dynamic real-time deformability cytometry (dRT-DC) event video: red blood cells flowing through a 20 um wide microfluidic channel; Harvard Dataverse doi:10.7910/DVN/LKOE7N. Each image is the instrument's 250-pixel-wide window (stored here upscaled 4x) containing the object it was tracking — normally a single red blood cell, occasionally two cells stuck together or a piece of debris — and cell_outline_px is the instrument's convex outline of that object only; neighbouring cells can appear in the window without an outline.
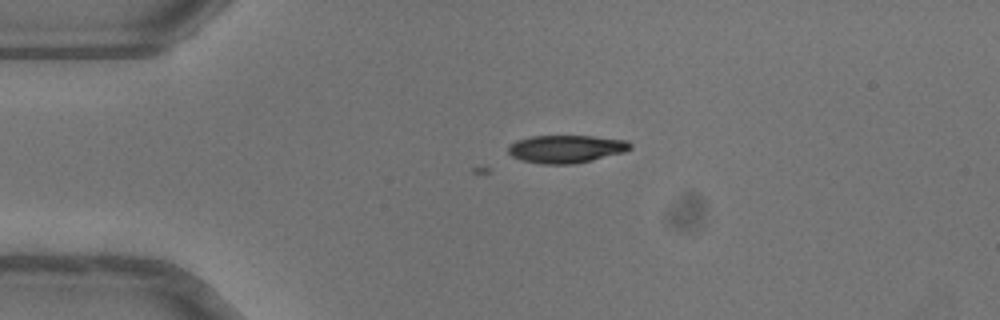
{"species": "common noctule bat (a hibernating species)", "species_latin": "Nyctalus noctula", "temperature_condition": "warm", "stored_images_in_passage": 3, "camera_frame_rate_fps": 3000, "um_per_image_px": 0.085, "animal": {"sex": "female"}, "frame": {"image": 1, "passage_image": 3, "time_ms": 0.667, "image_size_px": [1000, 320], "cell_outline_px": [[632, 148], [624, 152], [592, 160], [572, 164], [540, 164], [520, 160], [512, 156], [508, 152], [508, 148], [516, 140], [532, 136], [592, 136], [628, 140], [632, 144]], "centroid_in_image_um": [48.13, 12.66], "position_along_channel_um": 36.9, "area_um2": 19.83}}